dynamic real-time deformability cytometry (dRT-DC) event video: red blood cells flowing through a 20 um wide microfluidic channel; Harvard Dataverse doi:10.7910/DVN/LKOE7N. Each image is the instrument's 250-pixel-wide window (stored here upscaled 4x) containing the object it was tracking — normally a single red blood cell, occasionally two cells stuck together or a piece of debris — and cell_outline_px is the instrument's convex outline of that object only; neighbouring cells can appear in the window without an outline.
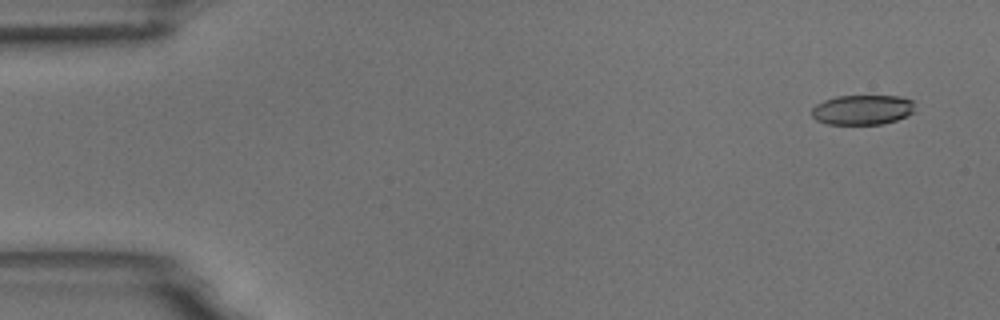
{"species": "common noctule bat (a hibernating species)", "species_latin": "Nyctalus noctula", "temperature_condition": "room temperature", "stored_images_in_passage": 6, "camera_frame_rate_fps": 3000, "um_per_image_px": 0.085, "animal": {"sex": "male", "body_mass_g": 18.8}, "frame": {"image": 1, "passage_image": 1, "time_ms": 0.0, "image_size_px": [1000, 320], "cell_outline_px": [[912, 112], [908, 116], [896, 120], [880, 124], [828, 124], [816, 120], [812, 116], [812, 108], [816, 104], [824, 100], [836, 96], [900, 96], [912, 100]], "centroid_in_image_um": [73.27, 9.33], "position_along_channel_um": 11.7, "area_um2": 17.86}}
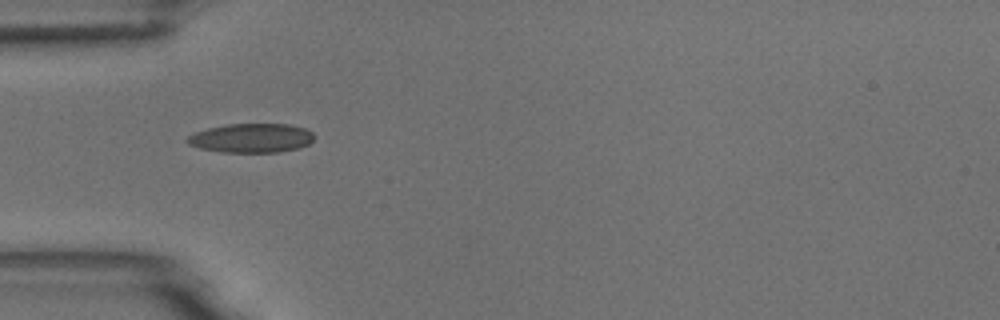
{"frame": {"image": 2, "passage_image": 5, "time_ms": 1.333, "image_size_px": [1000, 320], "cell_outline_px": [[316, 136], [308, 144], [300, 148], [276, 152], [220, 152], [200, 148], [188, 144], [184, 140], [188, 136], [196, 132], [208, 128], [228, 124], [288, 124], [304, 128], [312, 132]], "centroid_in_image_um": [21.36, 11.73], "position_along_channel_um": 63.6, "area_um2": 21.56}}